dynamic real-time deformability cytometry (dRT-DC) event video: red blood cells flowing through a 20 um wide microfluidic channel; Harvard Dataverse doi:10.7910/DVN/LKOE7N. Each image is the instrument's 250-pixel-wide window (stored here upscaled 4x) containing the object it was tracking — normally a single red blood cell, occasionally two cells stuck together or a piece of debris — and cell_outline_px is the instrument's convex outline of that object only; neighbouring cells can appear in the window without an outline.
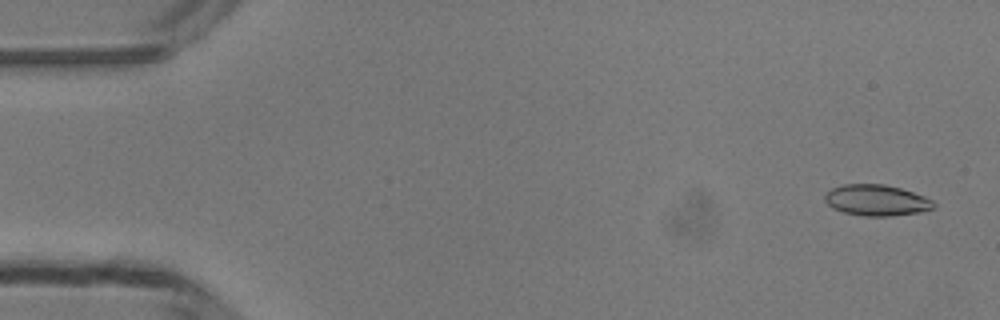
{"species": "common noctule bat (a hibernating species)", "species_latin": "Nyctalus noctula", "temperature_condition": "room temperature", "stored_images_in_passage": 49, "camera_frame_rate_fps": 3000, "um_per_image_px": 0.085, "animal": {"sex": "male", "body_mass_g": 13.3}, "frame": {"image": 1, "passage_image": 2, "time_ms": 0.333, "image_size_px": [1000, 320], "cell_outline_px": [[936, 204], [932, 208], [920, 212], [892, 216], [864, 216], [844, 212], [832, 208], [824, 200], [824, 196], [832, 188], [844, 184], [884, 184], [900, 188], [924, 196], [932, 200]], "centroid_in_image_um": [74.49, 17.02], "position_along_channel_um": 10.5, "area_um2": 19.59}}
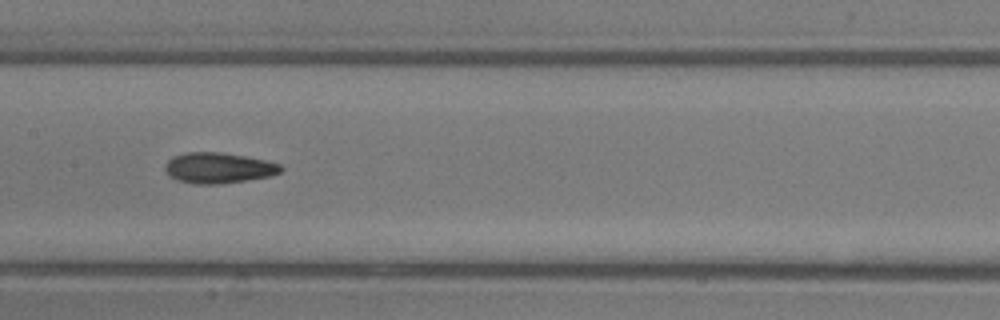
{"frame": {"image": 2, "passage_image": 24, "time_ms": 7.667, "image_size_px": [1000, 320], "cell_outline_px": [[284, 168], [280, 172], [272, 176], [220, 184], [196, 184], [176, 180], [168, 176], [164, 168], [168, 160], [172, 156], [184, 152], [220, 152], [244, 156], [264, 160], [280, 164]], "centroid_in_image_um": [18.54, 14.27], "position_along_channel_um": 188.9, "area_um2": 20.81}}
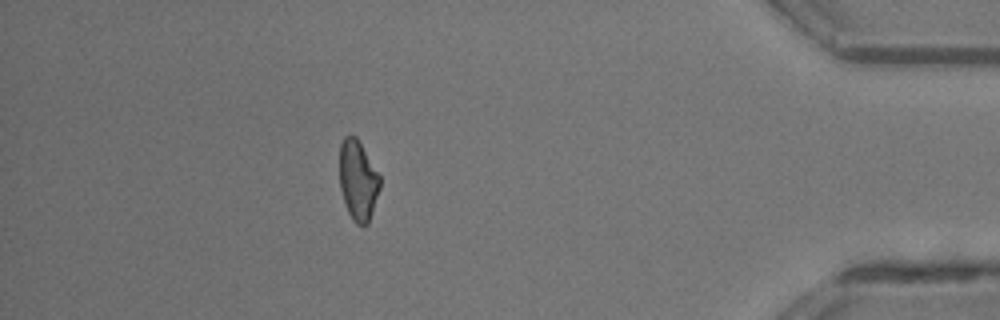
{"frame": {"image": 3, "passage_image": 43, "time_ms": 14.0, "image_size_px": [1000, 320], "cell_outline_px": [[380, 188], [368, 224], [364, 228], [356, 224], [352, 220], [348, 212], [340, 188], [340, 144], [344, 136], [356, 136], [380, 176]], "centroid_in_image_um": [30.43, 15.37], "position_along_channel_um": 404.8, "area_um2": 18.79}, "authors_computed_cell_mechanics": {"area_um2": 19.7676, "velocity_mm_per_s": 4.2123, "shape_relaxation_time_tau1_ms": 4.8088, "shape_relaxation_time_tau2_ms": 4.3669, "deformation_change_tau1": 0.117, "deformation_change_tau2": 0.1252}}